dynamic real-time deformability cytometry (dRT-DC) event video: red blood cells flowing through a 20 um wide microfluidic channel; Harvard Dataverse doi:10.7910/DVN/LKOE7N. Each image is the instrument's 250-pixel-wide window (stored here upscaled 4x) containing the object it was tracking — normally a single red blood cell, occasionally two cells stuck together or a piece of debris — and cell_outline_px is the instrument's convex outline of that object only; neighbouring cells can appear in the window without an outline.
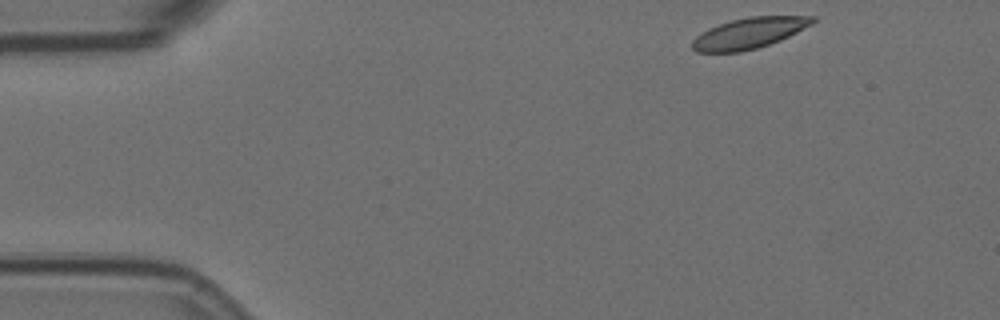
{"species": "Egyptian fruit bat (a non-hibernating species)", "species_latin": "Rousettus aegyptiacus", "temperature_condition": "room temperature", "stored_images_in_passage": 39, "camera_frame_rate_fps": 3000, "um_per_image_px": 0.085, "animal": {"sex": "female"}, "frame": {"image": 1, "passage_image": 1, "time_ms": 0.0, "image_size_px": [1000, 320], "cell_outline_px": [[816, 20], [812, 24], [780, 40], [756, 48], [740, 52], [696, 52], [692, 48], [692, 40], [696, 36], [708, 28], [732, 20], [748, 16], [816, 16]], "centroid_in_image_um": [63.66, 2.81], "position_along_channel_um": 21.3, "area_um2": 21.44}}
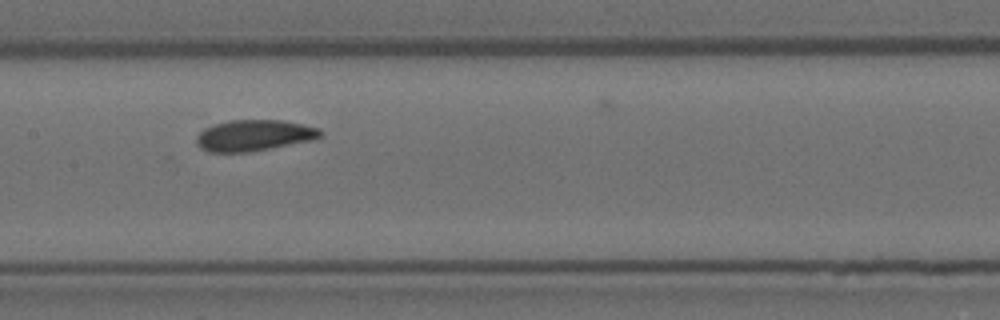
{"frame": {"image": 2, "passage_image": 22, "time_ms": 7.0, "image_size_px": [1000, 320], "cell_outline_px": [[324, 132], [316, 140], [248, 152], [208, 152], [200, 148], [196, 144], [196, 136], [204, 128], [228, 120], [284, 120], [304, 124], [320, 128]], "centroid_in_image_um": [21.63, 11.51], "position_along_channel_um": 185.8, "area_um2": 22.77}}
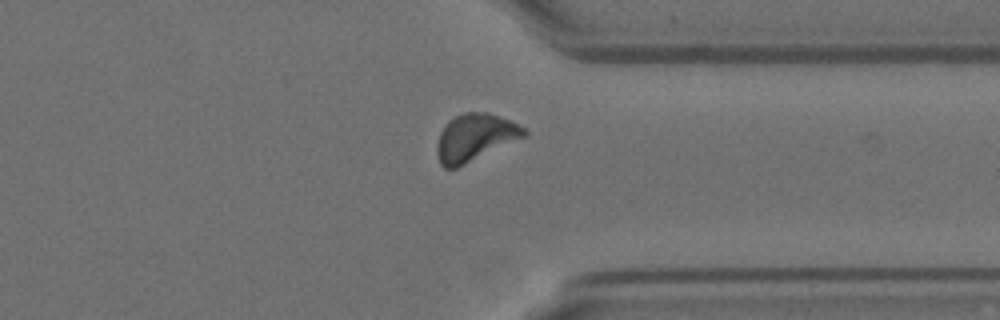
{"frame": {"image": 3, "passage_image": 38, "time_ms": 12.333, "image_size_px": [1000, 320], "cell_outline_px": [[528, 136], [456, 168], [444, 168], [440, 164], [436, 152], [436, 144], [440, 132], [444, 124], [448, 120], [464, 112], [488, 112], [508, 120], [524, 128], [528, 132]], "centroid_in_image_um": [40.35, 11.69], "position_along_channel_um": 371.0, "area_um2": 24.1}}